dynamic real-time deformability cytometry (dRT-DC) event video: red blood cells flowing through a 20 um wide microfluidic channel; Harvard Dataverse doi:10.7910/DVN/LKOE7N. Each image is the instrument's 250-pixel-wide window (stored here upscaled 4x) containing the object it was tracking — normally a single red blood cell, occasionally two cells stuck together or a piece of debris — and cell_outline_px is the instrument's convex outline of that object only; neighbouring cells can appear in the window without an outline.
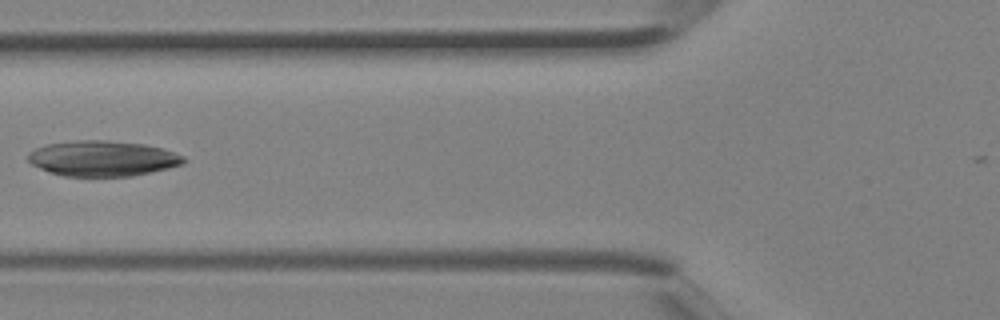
{"species": "Egyptian fruit bat (a non-hibernating species)", "species_latin": "Rousettus aegyptiacus", "temperature_condition": "room temperature", "stored_images_in_passage": 5, "camera_frame_rate_fps": 3000, "um_per_image_px": 0.085, "animal": {"sex": "female"}, "frame": {"image": 1, "passage_image": 5, "time_ms": 1.333, "image_size_px": [1000, 320], "cell_outline_px": [[188, 160], [184, 164], [168, 168], [132, 176], [64, 176], [48, 172], [32, 164], [28, 160], [28, 152], [36, 148], [48, 144], [80, 140], [104, 140], [144, 144], [160, 148], [184, 156]], "centroid_in_image_um": [8.72, 13.47], "position_along_channel_um": 117.1, "area_um2": 32.02}}